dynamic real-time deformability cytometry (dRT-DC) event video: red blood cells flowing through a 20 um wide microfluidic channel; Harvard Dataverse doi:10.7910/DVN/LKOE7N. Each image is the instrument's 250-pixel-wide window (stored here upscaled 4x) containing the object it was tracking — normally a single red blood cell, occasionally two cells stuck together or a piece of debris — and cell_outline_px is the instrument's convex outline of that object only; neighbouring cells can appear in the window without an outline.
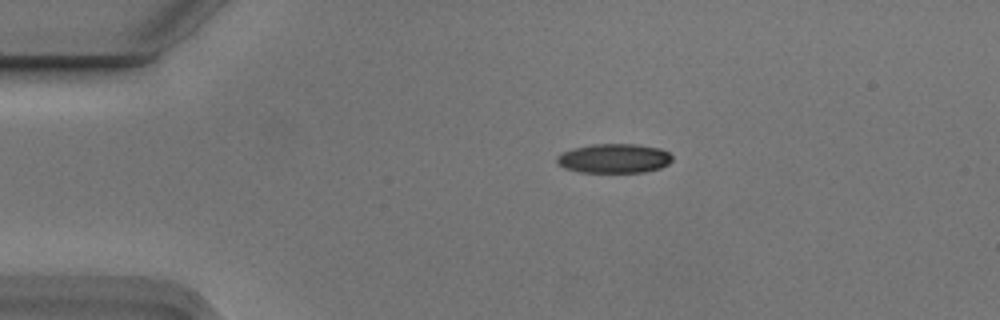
{"species": "Egyptian fruit bat (a non-hibernating species)", "species_latin": "Rousettus aegyptiacus", "temperature_condition": "cold", "stored_images_in_passage": 3, "camera_frame_rate_fps": 3000, "um_per_image_px": 0.085, "animal": {"sex": "male"}, "frame": {"image": 1, "passage_image": 1, "time_ms": 0.0, "image_size_px": [1000, 320], "cell_outline_px": [[672, 160], [668, 164], [660, 168], [644, 172], [580, 172], [564, 168], [556, 164], [556, 156], [564, 152], [576, 148], [592, 144], [636, 144], [660, 148], [668, 152], [672, 156]], "centroid_in_image_um": [52.2, 13.47], "position_along_channel_um": 32.8, "area_um2": 19.71}}
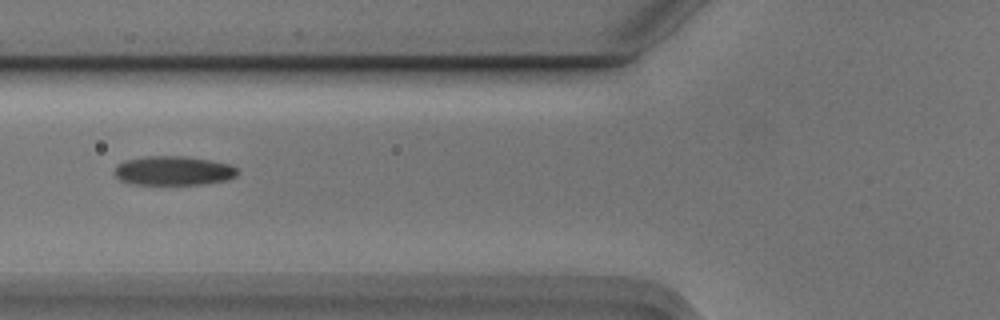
{"frame": {"image": 2, "passage_image": 3, "time_ms": 0.667, "image_size_px": [1000, 320], "cell_outline_px": [[240, 172], [236, 176], [228, 180], [200, 184], [132, 184], [120, 180], [112, 172], [116, 164], [124, 160], [148, 156], [184, 156], [212, 160], [232, 164]], "centroid_in_image_um": [14.74, 14.5], "position_along_channel_um": 111.1, "area_um2": 21.21}}